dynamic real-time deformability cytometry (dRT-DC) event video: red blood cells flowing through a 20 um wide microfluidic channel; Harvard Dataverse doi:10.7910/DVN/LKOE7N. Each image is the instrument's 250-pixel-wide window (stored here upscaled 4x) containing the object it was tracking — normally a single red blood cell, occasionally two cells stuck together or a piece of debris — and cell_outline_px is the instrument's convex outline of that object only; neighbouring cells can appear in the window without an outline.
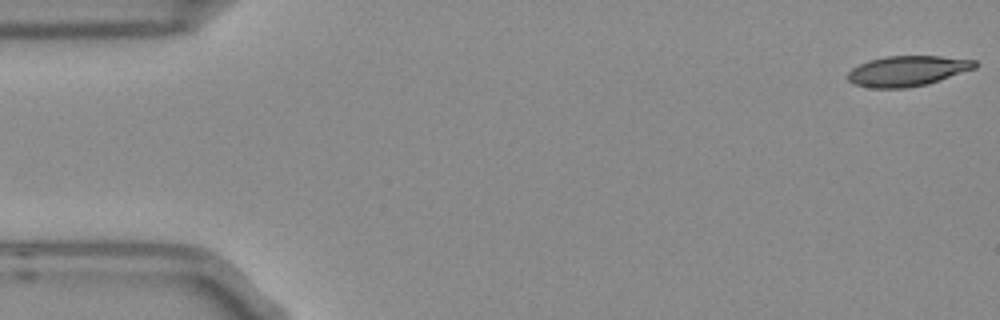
{"species": "Egyptian fruit bat (a non-hibernating species)", "species_latin": "Rousettus aegyptiacus", "temperature_condition": "room temperature", "stored_images_in_passage": 5, "camera_frame_rate_fps": 3000, "um_per_image_px": 0.085, "frame": {"image": 1, "passage_image": 1, "time_ms": 0.0, "image_size_px": [1000, 320], "cell_outline_px": [[976, 68], [928, 84], [908, 88], [872, 88], [856, 84], [848, 80], [848, 72], [852, 68], [868, 60], [884, 56], [940, 56], [976, 60]], "centroid_in_image_um": [77.13, 6.03], "position_along_channel_um": 7.9, "area_um2": 22.48}}
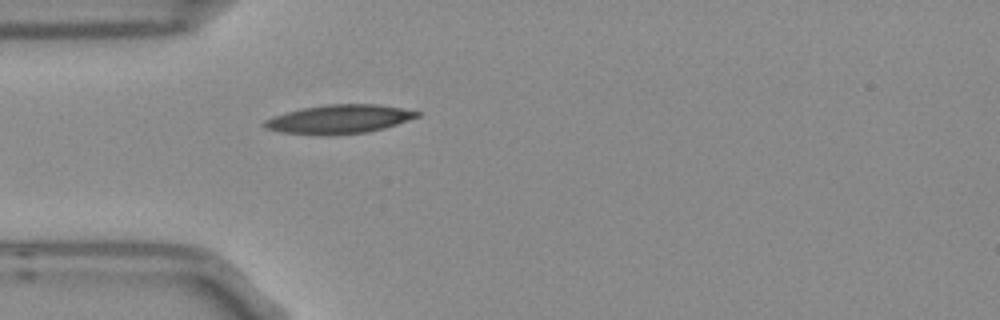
{"frame": {"image": 2, "passage_image": 5, "time_ms": 1.333, "image_size_px": [1000, 320], "cell_outline_px": [[420, 116], [384, 128], [368, 132], [328, 136], [316, 136], [280, 132], [264, 128], [260, 124], [264, 120], [272, 116], [300, 108], [328, 104], [380, 104], [420, 112]], "centroid_in_image_um": [28.74, 10.14], "position_along_channel_um": 56.3, "area_um2": 26.07}}